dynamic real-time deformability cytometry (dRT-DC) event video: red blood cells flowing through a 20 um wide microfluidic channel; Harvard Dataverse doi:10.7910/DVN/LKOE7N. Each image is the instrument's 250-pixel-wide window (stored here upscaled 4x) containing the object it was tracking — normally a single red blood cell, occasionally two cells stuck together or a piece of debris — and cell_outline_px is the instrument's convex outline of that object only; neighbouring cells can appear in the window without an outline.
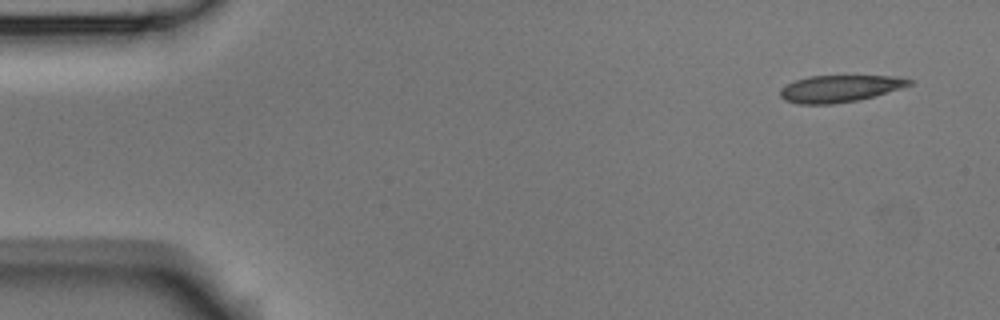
{"species": "Egyptian fruit bat (a non-hibernating species)", "species_latin": "Rousettus aegyptiacus", "temperature_condition": "room temperature", "stored_images_in_passage": 3, "camera_frame_rate_fps": 3000, "um_per_image_px": 0.085, "animal": {"sex": "male"}, "frame": {"image": 1, "passage_image": 1, "time_ms": 0.0, "image_size_px": [1000, 320], "cell_outline_px": [[916, 80], [912, 84], [900, 88], [872, 96], [856, 100], [832, 104], [800, 104], [784, 100], [780, 96], [780, 88], [796, 80], [808, 76], [900, 76]], "centroid_in_image_um": [71.38, 7.52], "position_along_channel_um": 13.6, "area_um2": 20.11}}
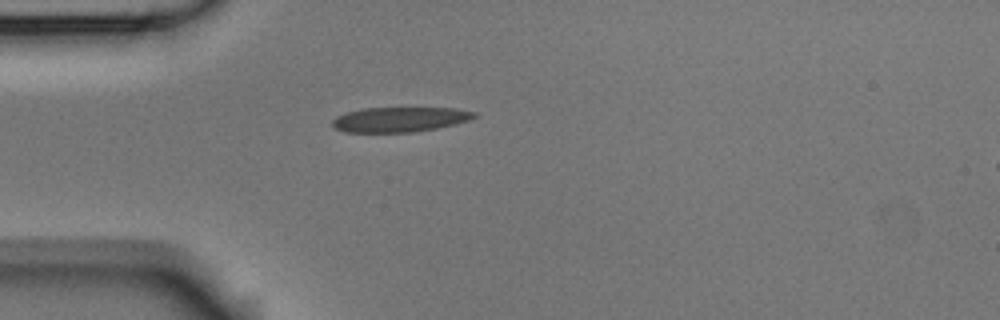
{"frame": {"image": 2, "passage_image": 3, "time_ms": 0.667, "image_size_px": [1000, 320], "cell_outline_px": [[476, 116], [468, 120], [436, 128], [412, 132], [344, 132], [336, 128], [332, 124], [332, 120], [336, 116], [348, 112], [364, 108], [456, 108], [476, 112]], "centroid_in_image_um": [33.96, 10.15], "position_along_channel_um": 51.0, "area_um2": 20.35}}